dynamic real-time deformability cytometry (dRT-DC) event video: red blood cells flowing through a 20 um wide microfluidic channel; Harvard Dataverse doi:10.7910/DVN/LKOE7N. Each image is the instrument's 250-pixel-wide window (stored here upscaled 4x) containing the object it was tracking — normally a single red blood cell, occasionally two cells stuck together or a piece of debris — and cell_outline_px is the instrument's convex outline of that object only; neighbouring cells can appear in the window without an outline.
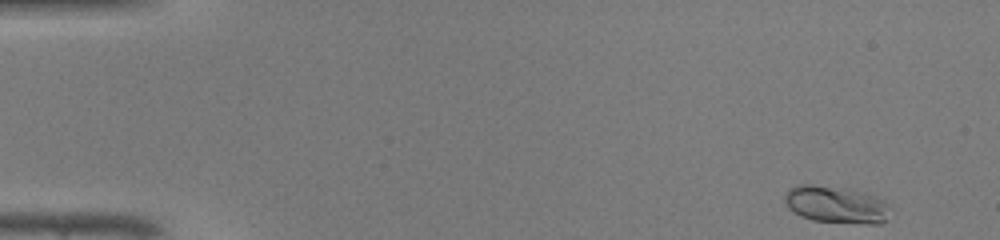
{"species": "common noctule bat (a hibernating species)", "species_latin": "Nyctalus noctula", "temperature_condition": "warm", "stored_images_in_passage": 13, "camera_frame_rate_fps": 3000, "um_per_image_px": 0.085, "animal": {"sex": "male", "body_mass_g": 19.0, "forearm_length_mm": 50.8}, "frame": {"image": 1, "passage_image": 1, "time_ms": 0.0, "image_size_px": [1000, 240], "cell_outline_px": [[888, 220], [880, 224], [868, 224], [812, 220], [800, 216], [792, 212], [788, 208], [784, 200], [784, 196], [788, 188], [796, 184], [812, 184], [844, 188], [864, 192], [876, 196], [884, 200], [888, 204]], "centroid_in_image_um": [71.04, 17.39], "position_along_channel_um": 14.0, "area_um2": 23.18}}